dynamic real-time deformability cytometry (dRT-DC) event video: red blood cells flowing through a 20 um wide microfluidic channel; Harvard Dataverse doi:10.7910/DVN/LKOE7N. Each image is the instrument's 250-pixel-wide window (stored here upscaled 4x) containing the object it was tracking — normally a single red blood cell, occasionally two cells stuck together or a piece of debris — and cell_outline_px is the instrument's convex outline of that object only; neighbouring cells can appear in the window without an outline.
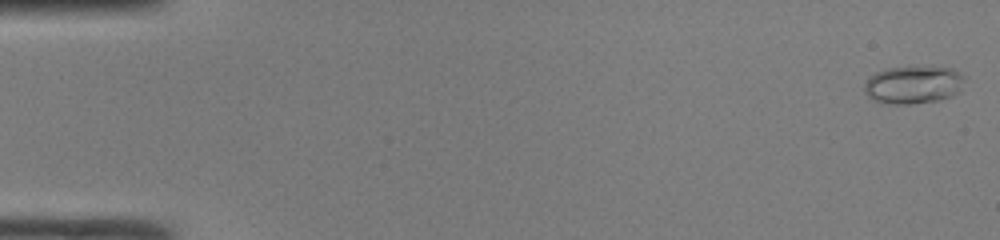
{"species": "common noctule bat (a hibernating species)", "species_latin": "Nyctalus noctula", "temperature_condition": "room temperature", "stored_images_in_passage": 49, "camera_frame_rate_fps": 3000, "um_per_image_px": 0.085, "animal": {"sex": "male", "body_mass_g": 19.0, "forearm_length_mm": 50.8}, "frame": {"image": 1, "passage_image": 1, "time_ms": 0.0, "image_size_px": [1000, 240], "cell_outline_px": [[964, 80], [960, 92], [952, 96], [940, 100], [912, 104], [884, 104], [868, 96], [864, 92], [864, 84], [868, 76], [884, 68], [952, 68], [960, 72], [964, 76]], "centroid_in_image_um": [77.62, 7.23], "position_along_channel_um": 7.4, "area_um2": 22.14}}
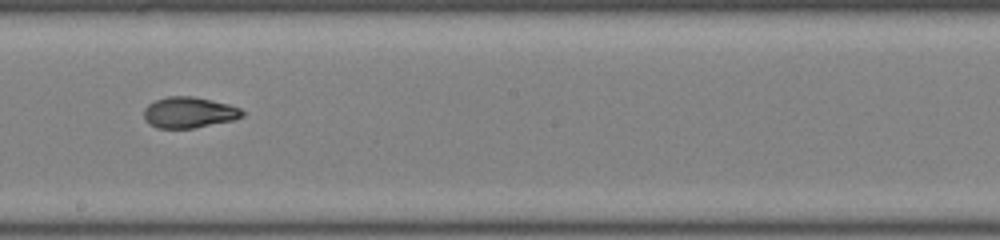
{"frame": {"image": 2, "passage_image": 28, "time_ms": 9.0, "image_size_px": [1000, 240], "cell_outline_px": [[244, 116], [232, 120], [196, 128], [156, 128], [148, 124], [144, 120], [144, 108], [148, 104], [156, 100], [168, 96], [192, 96], [212, 100], [228, 104], [240, 108], [244, 112]], "centroid_in_image_um": [16.04, 9.56], "position_along_channel_um": 232.2, "area_um2": 17.86}}
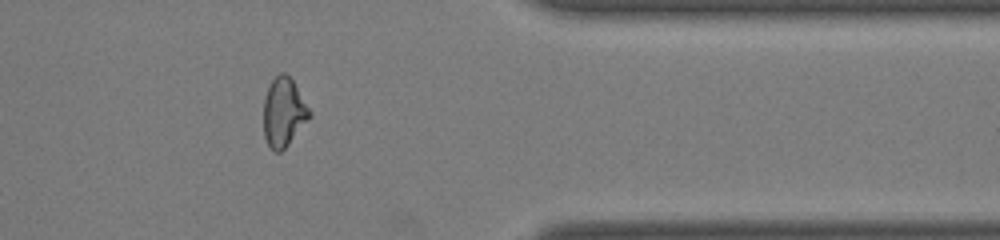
{"frame": {"image": 3, "passage_image": 40, "time_ms": 13.0, "image_size_px": [1000, 240], "cell_outline_px": [[312, 116], [288, 144], [280, 152], [276, 152], [268, 144], [264, 136], [264, 96], [272, 80], [280, 72], [284, 72], [292, 80], [312, 112]], "centroid_in_image_um": [24.12, 9.54], "position_along_channel_um": 387.3, "area_um2": 18.26}, "authors_computed_cell_mechanics": {"area_um2": 18.9006, "velocity_mm_per_s": 4.2435, "shape_relaxation_time_tau1_ms": null, "shape_relaxation_time_tau2_ms": 1.5774, "deformation_change_tau1": null, "deformation_change_tau2": 0.0572}}